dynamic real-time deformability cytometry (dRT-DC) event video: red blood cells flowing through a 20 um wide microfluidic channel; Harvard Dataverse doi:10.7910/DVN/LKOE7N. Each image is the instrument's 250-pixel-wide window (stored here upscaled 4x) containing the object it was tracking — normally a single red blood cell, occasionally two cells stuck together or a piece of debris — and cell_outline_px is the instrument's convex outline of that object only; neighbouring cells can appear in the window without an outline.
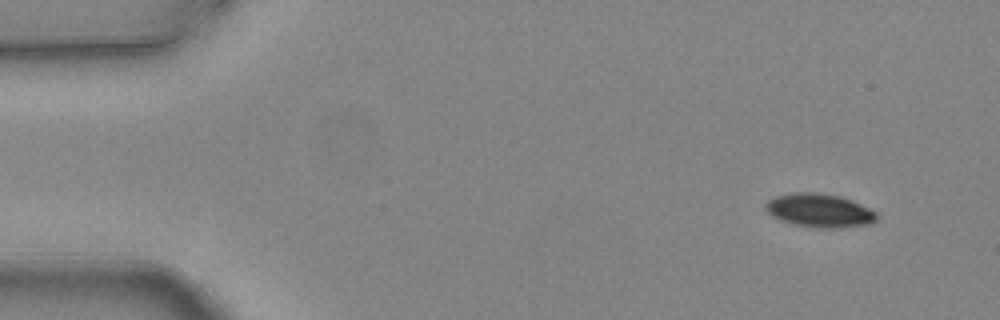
{"species": "common noctule bat (a hibernating species)", "species_latin": "Nyctalus noctula", "temperature_condition": "warm", "stored_images_in_passage": 4, "camera_frame_rate_fps": 3000, "um_per_image_px": 0.085, "animal": {"sex": "female", "body_mass_g": 24.6, "forearm_length_mm": 56.2}, "frame": {"image": 1, "passage_image": 1, "time_ms": 0.0, "image_size_px": [1000, 320], "cell_outline_px": [[876, 220], [872, 224], [840, 228], [816, 228], [792, 224], [780, 220], [772, 216], [764, 208], [764, 204], [768, 200], [776, 196], [796, 192], [816, 192], [840, 196], [852, 200], [876, 212]], "centroid_in_image_um": [69.64, 17.9], "position_along_channel_um": 15.4, "area_um2": 21.91}}
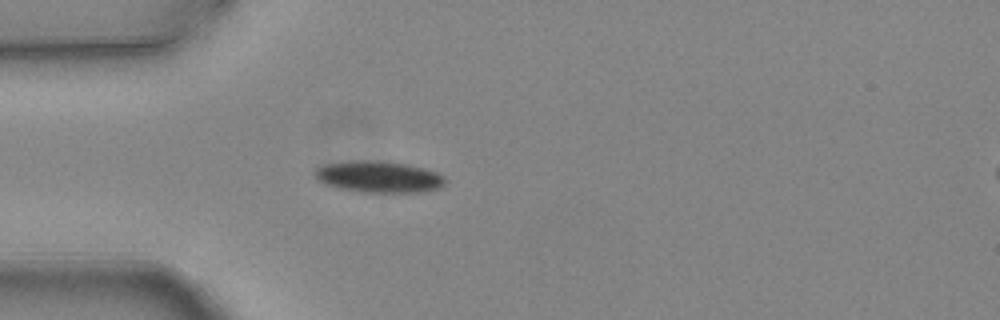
{"frame": {"image": 2, "passage_image": 4, "time_ms": 1.0, "image_size_px": [1000, 320], "cell_outline_px": [[444, 184], [440, 188], [420, 192], [360, 192], [340, 188], [324, 184], [316, 180], [312, 172], [316, 168], [324, 164], [352, 160], [380, 160], [408, 164], [424, 168], [436, 172], [444, 176]], "centroid_in_image_um": [32.14, 15.01], "position_along_channel_um": 52.9, "area_um2": 24.22}}